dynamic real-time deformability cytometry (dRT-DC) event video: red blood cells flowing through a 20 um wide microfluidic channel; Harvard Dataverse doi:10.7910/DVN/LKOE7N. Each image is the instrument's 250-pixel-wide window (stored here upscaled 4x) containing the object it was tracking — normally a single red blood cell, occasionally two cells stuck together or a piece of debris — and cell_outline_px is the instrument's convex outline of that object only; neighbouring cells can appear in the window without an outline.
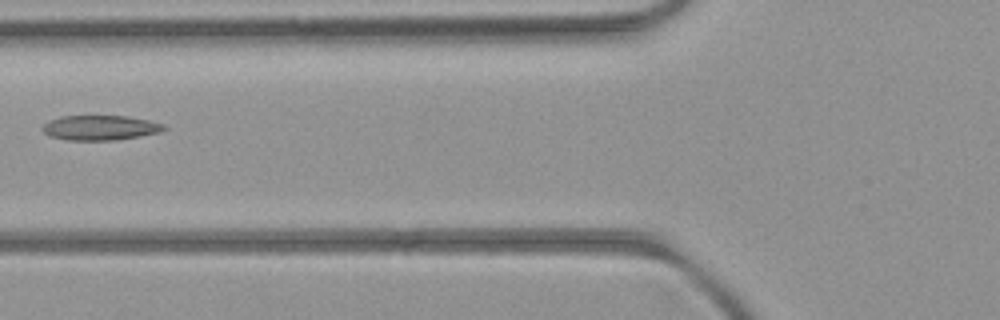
{"species": "common noctule bat (a hibernating species)", "species_latin": "Nyctalus noctula", "temperature_condition": "room temperature", "stored_images_in_passage": 6, "camera_frame_rate_fps": 3000, "um_per_image_px": 0.085, "animal": {"sex": "female", "body_mass_g": 21.9}, "frame": {"image": 1, "passage_image": 6, "time_ms": 5.667, "image_size_px": [1000, 320], "cell_outline_px": [[168, 128], [160, 132], [140, 136], [116, 140], [68, 140], [52, 136], [44, 132], [40, 128], [48, 120], [60, 116], [128, 116], [148, 120], [164, 124]], "centroid_in_image_um": [8.52, 10.85], "position_along_channel_um": 117.3, "area_um2": 17.63}}